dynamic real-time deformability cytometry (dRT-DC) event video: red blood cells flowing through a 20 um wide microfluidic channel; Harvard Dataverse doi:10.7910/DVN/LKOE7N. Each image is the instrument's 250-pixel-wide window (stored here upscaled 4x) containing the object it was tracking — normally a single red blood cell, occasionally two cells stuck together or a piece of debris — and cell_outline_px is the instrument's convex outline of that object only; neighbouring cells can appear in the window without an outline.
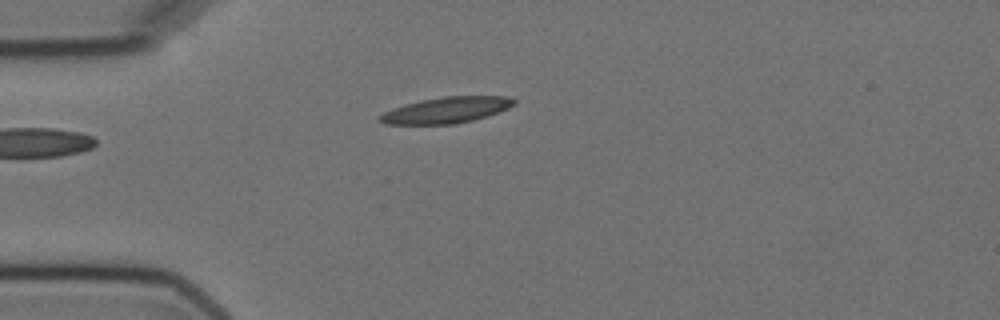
{"species": "Egyptian fruit bat (a non-hibernating species)", "species_latin": "Rousettus aegyptiacus", "temperature_condition": "cold", "stored_images_in_passage": 5, "camera_frame_rate_fps": 3000, "um_per_image_px": 0.085, "animal": {"sex": "female"}, "frame": {"image": 1, "passage_image": 5, "time_ms": 4.667, "image_size_px": [1000, 320], "cell_outline_px": [[516, 104], [508, 108], [472, 120], [456, 124], [384, 124], [376, 116], [392, 108], [404, 104], [420, 100], [444, 96], [508, 96], [516, 100]], "centroid_in_image_um": [37.9, 9.35], "position_along_channel_um": 47.1, "area_um2": 20.35}}